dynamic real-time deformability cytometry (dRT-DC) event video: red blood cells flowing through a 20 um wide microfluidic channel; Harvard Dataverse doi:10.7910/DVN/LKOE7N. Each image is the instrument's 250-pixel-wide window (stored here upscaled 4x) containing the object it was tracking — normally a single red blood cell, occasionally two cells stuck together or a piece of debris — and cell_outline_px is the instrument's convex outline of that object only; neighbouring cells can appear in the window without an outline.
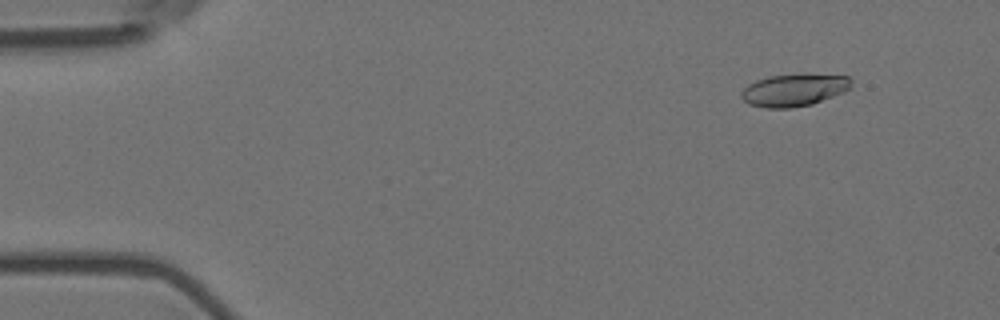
{"species": "Egyptian fruit bat (a non-hibernating species)", "species_latin": "Rousettus aegyptiacus", "temperature_condition": "room temperature", "stored_images_in_passage": 19, "camera_frame_rate_fps": 3000, "um_per_image_px": 0.085, "animal": {"sex": "female"}, "frame": {"image": 1, "passage_image": 1, "time_ms": 0.0, "image_size_px": [1000, 320], "cell_outline_px": [[852, 80], [848, 88], [844, 92], [812, 104], [792, 108], [764, 108], [748, 104], [740, 96], [740, 92], [748, 84], [756, 80], [768, 76], [848, 76]], "centroid_in_image_um": [67.41, 7.7], "position_along_channel_um": 17.6, "area_um2": 20.11}}
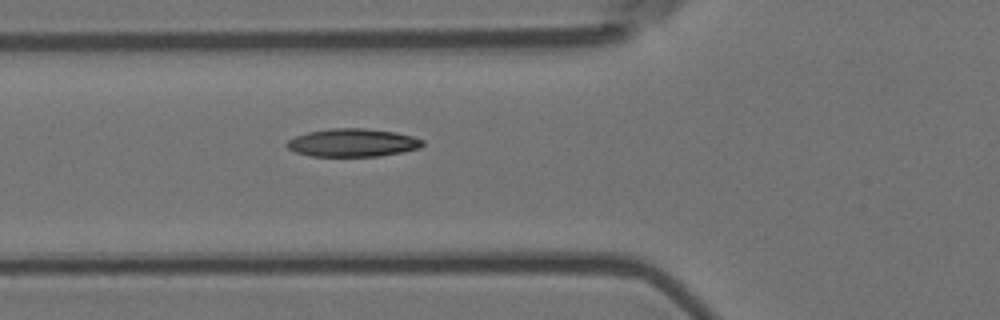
{"frame": {"image": 2, "passage_image": 16, "time_ms": 5.0, "image_size_px": [1000, 320], "cell_outline_px": [[424, 144], [420, 148], [380, 156], [308, 156], [296, 152], [288, 148], [284, 144], [288, 140], [296, 136], [308, 132], [332, 128], [364, 128], [392, 132], [412, 136], [424, 140]], "centroid_in_image_um": [29.95, 12.13], "position_along_channel_um": 95.8, "area_um2": 22.08}}
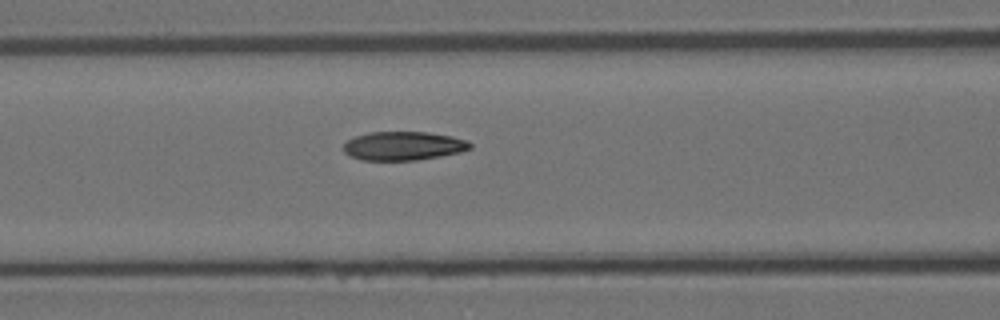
{"frame": {"image": 3, "passage_image": 19, "time_ms": 6.0, "image_size_px": [1000, 320], "cell_outline_px": [[472, 148], [460, 152], [440, 156], [416, 160], [360, 160], [348, 156], [344, 152], [344, 144], [348, 140], [356, 136], [368, 132], [428, 132], [452, 136], [468, 140], [472, 144]], "centroid_in_image_um": [34.29, 12.4], "position_along_channel_um": 132.3, "area_um2": 21.33}}